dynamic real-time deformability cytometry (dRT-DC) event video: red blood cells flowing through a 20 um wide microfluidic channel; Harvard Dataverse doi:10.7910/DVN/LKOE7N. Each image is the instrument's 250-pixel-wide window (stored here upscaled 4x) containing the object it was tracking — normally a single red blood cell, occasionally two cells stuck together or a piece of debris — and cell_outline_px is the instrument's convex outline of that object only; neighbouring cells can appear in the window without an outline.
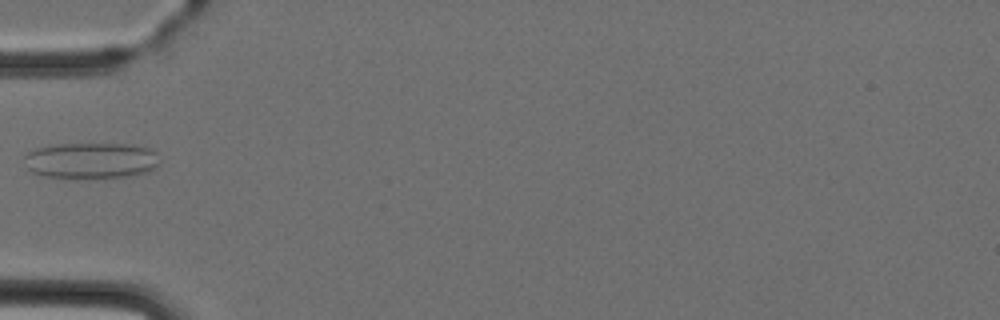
{"species": "Egyptian fruit bat (a non-hibernating species)", "species_latin": "Rousettus aegyptiacus", "temperature_condition": "cold", "stored_images_in_passage": 5, "camera_frame_rate_fps": 3000, "um_per_image_px": 0.085, "animal": {"sex": "female"}, "frame": {"image": 1, "passage_image": 5, "time_ms": 5.0, "image_size_px": [1000, 320], "cell_outline_px": [[160, 160], [156, 168], [148, 172], [132, 176], [44, 176], [32, 172], [28, 168], [24, 156], [28, 152], [36, 148], [48, 144], [132, 144], [148, 148], [156, 152]], "centroid_in_image_um": [7.77, 13.61], "position_along_channel_um": 77.2, "area_um2": 28.03}}